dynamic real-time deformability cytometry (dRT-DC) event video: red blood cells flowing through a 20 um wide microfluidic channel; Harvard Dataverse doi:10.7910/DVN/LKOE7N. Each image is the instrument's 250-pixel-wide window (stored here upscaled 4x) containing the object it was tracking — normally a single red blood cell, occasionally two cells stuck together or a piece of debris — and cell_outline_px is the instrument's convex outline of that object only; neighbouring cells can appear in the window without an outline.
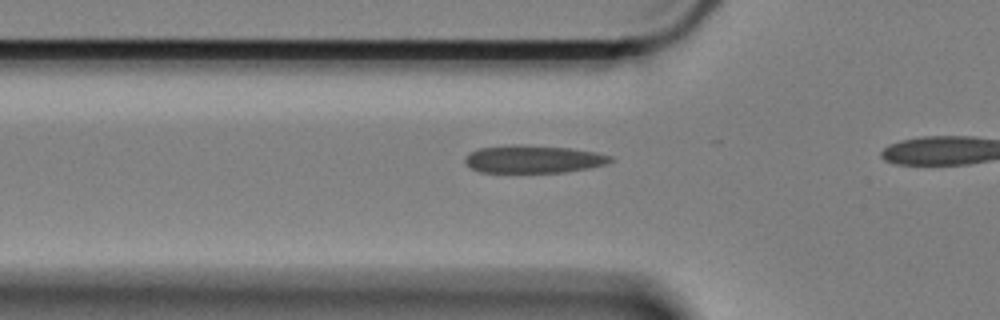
{"species": "Egyptian fruit bat (a non-hibernating species)", "species_latin": "Rousettus aegyptiacus", "temperature_condition": "cold", "stored_images_in_passage": 10, "camera_frame_rate_fps": 3000, "um_per_image_px": 0.085, "animal": {"sex": "female"}, "frame": {"image": 1, "passage_image": 4, "time_ms": 1.0, "image_size_px": [1000, 320], "cell_outline_px": [[612, 160], [604, 164], [588, 168], [564, 172], [480, 172], [472, 168], [464, 160], [464, 156], [468, 152], [480, 148], [508, 144], [524, 144], [572, 148], [596, 152], [612, 156]], "centroid_in_image_um": [45.3, 13.5], "position_along_channel_um": 80.5, "area_um2": 23.64}}
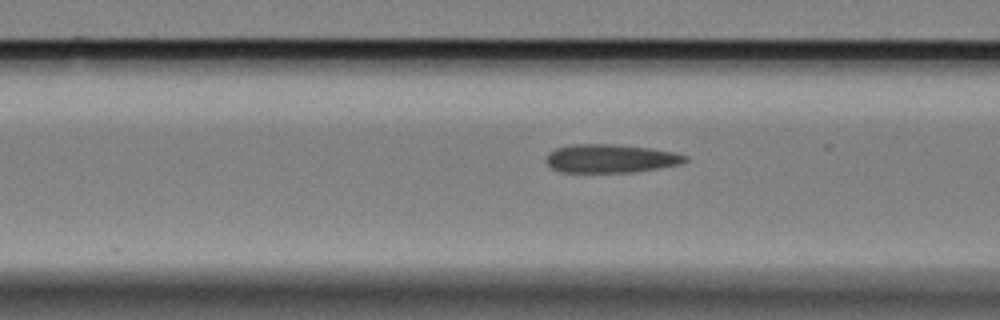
{"frame": {"image": 2, "passage_image": 7, "time_ms": 2.0, "image_size_px": [1000, 320], "cell_outline_px": [[688, 160], [676, 164], [656, 168], [632, 172], [560, 172], [552, 168], [548, 164], [548, 152], [556, 148], [576, 144], [616, 144], [648, 148], [676, 152], [688, 156]], "centroid_in_image_um": [51.89, 13.46], "position_along_channel_um": 114.7, "area_um2": 22.77}}